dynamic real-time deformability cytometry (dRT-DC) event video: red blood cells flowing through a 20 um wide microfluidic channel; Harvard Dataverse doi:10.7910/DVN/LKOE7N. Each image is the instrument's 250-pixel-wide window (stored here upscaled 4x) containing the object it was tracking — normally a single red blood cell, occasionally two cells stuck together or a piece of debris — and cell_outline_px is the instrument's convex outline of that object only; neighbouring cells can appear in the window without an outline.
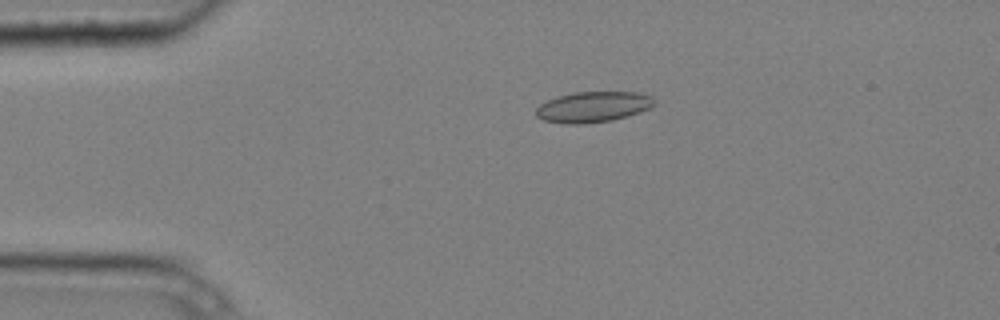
{"species": "common noctule bat (a hibernating species)", "species_latin": "Nyctalus noctula", "temperature_condition": "cold", "stored_images_in_passage": 4, "camera_frame_rate_fps": 3000, "um_per_image_px": 0.085, "animal": {"sex": "male", "body_mass_g": 20.4}, "frame": {"image": 1, "passage_image": 2, "time_ms": 0.333, "image_size_px": [1000, 320], "cell_outline_px": [[656, 104], [640, 112], [628, 116], [612, 120], [584, 124], [564, 124], [544, 120], [536, 116], [536, 108], [540, 104], [556, 96], [576, 92], [636, 92], [652, 96], [656, 100]], "centroid_in_image_um": [50.42, 9.09], "position_along_channel_um": 34.6, "area_um2": 21.27}}